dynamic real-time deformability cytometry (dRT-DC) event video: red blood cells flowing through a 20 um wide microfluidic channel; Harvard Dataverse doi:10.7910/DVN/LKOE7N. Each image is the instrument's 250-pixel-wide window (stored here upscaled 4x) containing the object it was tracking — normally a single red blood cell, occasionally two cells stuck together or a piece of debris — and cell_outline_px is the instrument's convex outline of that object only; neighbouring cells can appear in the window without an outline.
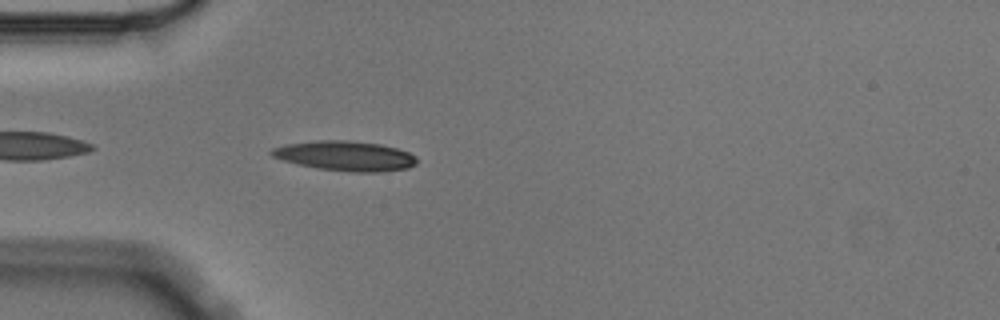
{"species": "Egyptian fruit bat (a non-hibernating species)", "species_latin": "Rousettus aegyptiacus", "temperature_condition": "cold", "stored_images_in_passage": 3, "camera_frame_rate_fps": 3000, "um_per_image_px": 0.085, "animal": {"sex": "male"}, "frame": {"image": 1, "passage_image": 3, "time_ms": 0.667, "image_size_px": [1000, 320], "cell_outline_px": [[416, 164], [408, 168], [380, 172], [352, 172], [320, 168], [300, 164], [284, 160], [272, 156], [268, 152], [272, 148], [284, 144], [320, 140], [348, 140], [380, 144], [396, 148], [408, 152], [416, 156]], "centroid_in_image_um": [29.36, 13.24], "position_along_channel_um": 55.6, "area_um2": 25.09}}